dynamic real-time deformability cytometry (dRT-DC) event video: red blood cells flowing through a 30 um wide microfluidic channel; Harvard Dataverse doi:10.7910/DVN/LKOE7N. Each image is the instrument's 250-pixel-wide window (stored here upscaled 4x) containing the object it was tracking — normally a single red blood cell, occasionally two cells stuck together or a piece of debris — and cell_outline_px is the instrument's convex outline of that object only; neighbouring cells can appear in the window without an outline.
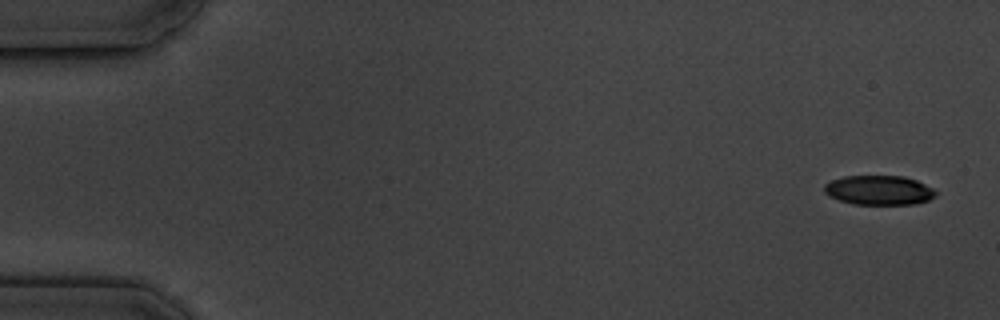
{"species": "common noctule bat (a hibernating species)", "species_latin": "Nyctalus noctula", "temperature_condition": "cold", "stored_images_in_passage": 6, "camera_frame_rate_fps": 3000, "um_per_image_px": 0.085, "animal": {"sex": "male", "body_mass_g": 19.5, "forearm_length_mm": 54.6}, "frame": {"image": 1, "passage_image": 1, "time_ms": 0.0, "image_size_px": [1000, 320], "cell_outline_px": [[936, 196], [928, 200], [916, 204], [852, 204], [828, 196], [824, 192], [824, 184], [832, 180], [844, 176], [904, 176], [916, 180], [932, 188], [936, 192]], "centroid_in_image_um": [74.7, 16.17], "position_along_channel_um": 10.3, "area_um2": 19.13}}
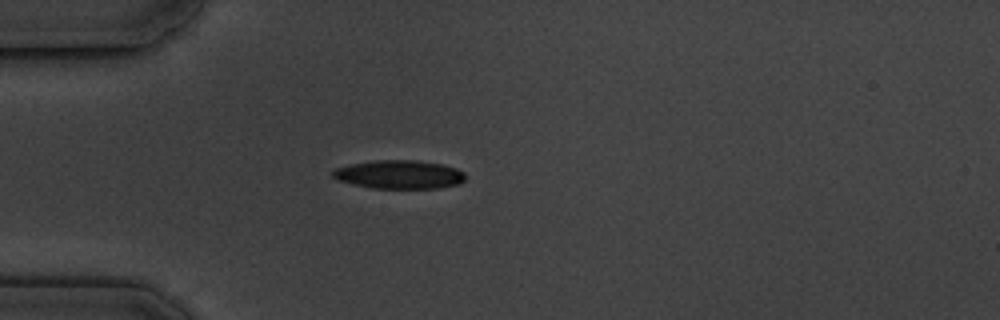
{"frame": {"image": 2, "passage_image": 5, "time_ms": 4.667, "image_size_px": [1000, 320], "cell_outline_px": [[464, 180], [460, 184], [440, 188], [372, 188], [352, 184], [336, 180], [332, 176], [332, 168], [348, 164], [372, 160], [416, 160], [444, 164], [456, 168], [464, 172]], "centroid_in_image_um": [33.9, 14.82], "position_along_channel_um": 51.1, "area_um2": 22.43}}